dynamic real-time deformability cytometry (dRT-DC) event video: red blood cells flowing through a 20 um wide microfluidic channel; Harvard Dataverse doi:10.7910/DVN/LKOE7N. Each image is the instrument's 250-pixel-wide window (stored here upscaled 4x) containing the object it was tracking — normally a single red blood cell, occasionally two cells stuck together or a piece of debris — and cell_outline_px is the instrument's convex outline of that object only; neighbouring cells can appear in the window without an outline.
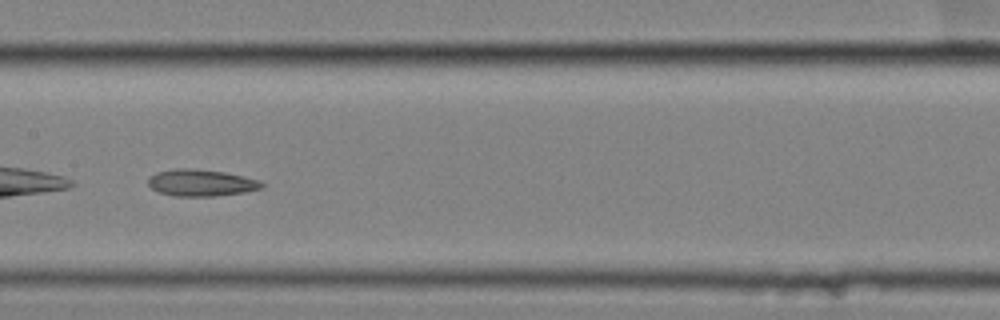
{"species": "common noctule bat (a hibernating species)", "species_latin": "Nyctalus noctula", "temperature_condition": "cold", "stored_images_in_passage": 37, "camera_frame_rate_fps": 3000, "um_per_image_px": 0.085, "animal": {"sex": "female", "body_mass_g": 25.1}, "frame": {"image": 1, "passage_image": 11, "time_ms": 3.333, "image_size_px": [1000, 320], "cell_outline_px": [[264, 188], [244, 192], [216, 196], [172, 196], [160, 192], [152, 188], [148, 184], [148, 176], [156, 172], [176, 168], [188, 168], [224, 172], [244, 176], [260, 180], [264, 184]], "centroid_in_image_um": [17.1, 15.53], "position_along_channel_um": 190.3, "area_um2": 17.8}, "authors_computed_cell_mechanics": {"area_um2": 17.8024, "velocity_mm_per_s": 3.5056, "shape_relaxation_time_tau1_ms": null, "shape_relaxation_time_tau2_ms": 4.6887, "deformation_change_tau1": null, "deformation_change_tau2": 0.1373}}